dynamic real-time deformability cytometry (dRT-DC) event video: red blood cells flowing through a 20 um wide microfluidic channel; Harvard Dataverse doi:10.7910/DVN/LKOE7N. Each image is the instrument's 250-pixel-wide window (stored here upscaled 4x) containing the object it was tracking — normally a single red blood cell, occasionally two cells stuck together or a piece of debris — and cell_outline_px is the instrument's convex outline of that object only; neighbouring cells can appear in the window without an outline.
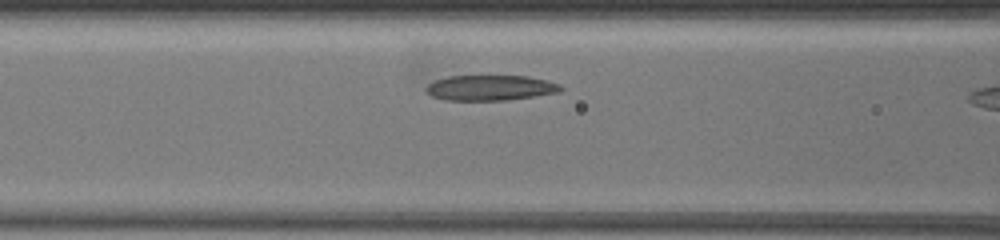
{"species": "common noctule bat (a hibernating species)", "species_latin": "Nyctalus noctula", "temperature_condition": "warm", "stored_images_in_passage": 6, "camera_frame_rate_fps": 3000, "um_per_image_px": 0.085, "animal": {"sex": "female", "body_mass_g": 19.5, "forearm_length_mm": 54.1}, "frame": {"image": 1, "passage_image": 5, "time_ms": 2.0, "image_size_px": [1000, 240], "cell_outline_px": [[564, 88], [560, 92], [504, 100], [444, 100], [432, 96], [424, 88], [432, 80], [448, 76], [480, 72], [528, 76], [548, 80], [560, 84]], "centroid_in_image_um": [41.64, 7.39], "position_along_channel_um": 125.0, "area_um2": 21.1}}